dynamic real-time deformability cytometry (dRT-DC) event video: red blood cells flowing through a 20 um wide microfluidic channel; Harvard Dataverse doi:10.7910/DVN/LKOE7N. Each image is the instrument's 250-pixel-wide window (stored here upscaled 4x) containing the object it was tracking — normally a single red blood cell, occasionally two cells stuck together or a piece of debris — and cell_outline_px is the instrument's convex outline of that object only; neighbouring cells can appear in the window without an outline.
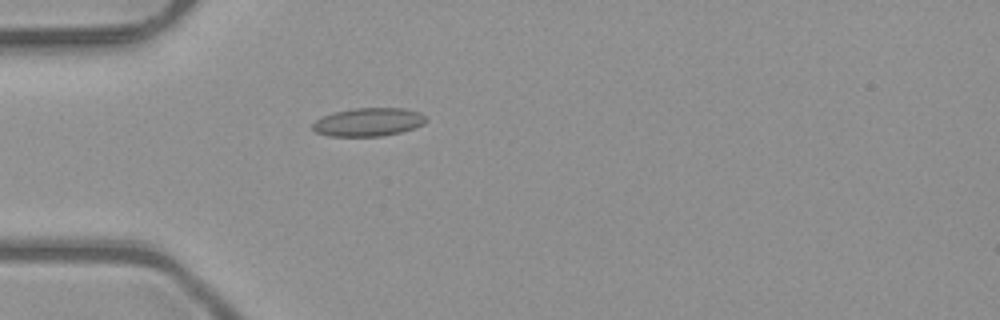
{"species": "common noctule bat (a hibernating species)", "species_latin": "Nyctalus noctula", "temperature_condition": "room temperature", "stored_images_in_passage": 4, "camera_frame_rate_fps": 3000, "um_per_image_px": 0.085, "animal": {"sex": "male", "body_mass_g": 23.1, "forearm_length_mm": 52.7}, "frame": {"image": 1, "passage_image": 4, "time_ms": 1.0, "image_size_px": [1000, 320], "cell_outline_px": [[428, 120], [424, 124], [400, 132], [380, 136], [328, 136], [316, 132], [312, 128], [312, 124], [316, 120], [324, 116], [336, 112], [352, 108], [404, 108], [420, 112]], "centroid_in_image_um": [31.32, 10.37], "position_along_channel_um": 53.7, "area_um2": 18.61}}